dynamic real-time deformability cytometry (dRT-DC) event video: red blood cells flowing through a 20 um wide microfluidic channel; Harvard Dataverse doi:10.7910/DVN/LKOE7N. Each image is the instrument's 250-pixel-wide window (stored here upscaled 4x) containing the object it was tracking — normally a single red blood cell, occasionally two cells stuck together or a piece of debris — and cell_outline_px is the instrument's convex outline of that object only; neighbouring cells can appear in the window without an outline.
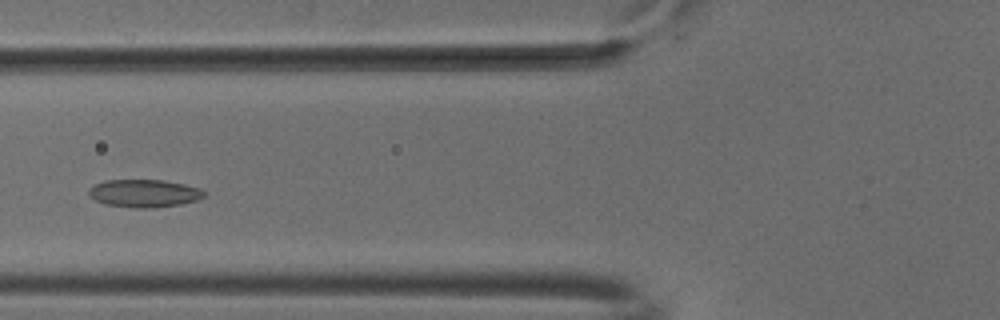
{"species": "common noctule bat (a hibernating species)", "species_latin": "Nyctalus noctula", "temperature_condition": "cold", "stored_images_in_passage": 4, "camera_frame_rate_fps": 3000, "um_per_image_px": 0.085, "animal": {"sex": "male", "body_mass_g": 18.8}, "frame": {"image": 1, "passage_image": 4, "time_ms": 1.0, "image_size_px": [1000, 320], "cell_outline_px": [[204, 196], [196, 200], [180, 204], [152, 208], [132, 208], [104, 204], [88, 196], [88, 188], [104, 180], [164, 180], [184, 184], [200, 188], [204, 192]], "centroid_in_image_um": [12.21, 16.43], "position_along_channel_um": 113.6, "area_um2": 18.73}}